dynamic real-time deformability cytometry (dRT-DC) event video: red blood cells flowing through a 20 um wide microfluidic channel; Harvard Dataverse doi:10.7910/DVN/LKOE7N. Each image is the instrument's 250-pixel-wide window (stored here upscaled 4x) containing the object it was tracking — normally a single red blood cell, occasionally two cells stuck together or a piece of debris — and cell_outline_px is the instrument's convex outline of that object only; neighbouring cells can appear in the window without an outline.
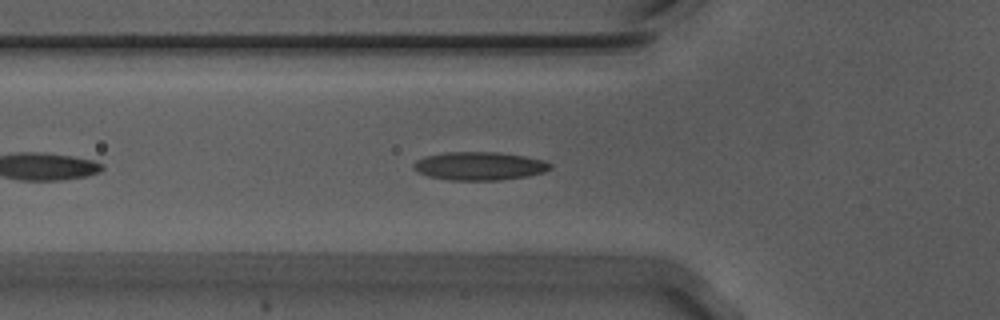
{"species": "Egyptian fruit bat (a non-hibernating species)", "species_latin": "Rousettus aegyptiacus", "temperature_condition": "warm", "stored_images_in_passage": 14, "camera_frame_rate_fps": 3000, "um_per_image_px": 0.085, "animal": {"sex": "male"}, "frame": {"image": 1, "passage_image": 7, "time_ms": 2.0, "image_size_px": [1000, 320], "cell_outline_px": [[552, 168], [544, 172], [528, 176], [500, 180], [448, 180], [428, 176], [412, 168], [412, 164], [416, 160], [424, 156], [444, 152], [496, 152], [524, 156], [544, 160], [552, 164]], "centroid_in_image_um": [40.74, 14.11], "position_along_channel_um": 85.1, "area_um2": 22.66}}
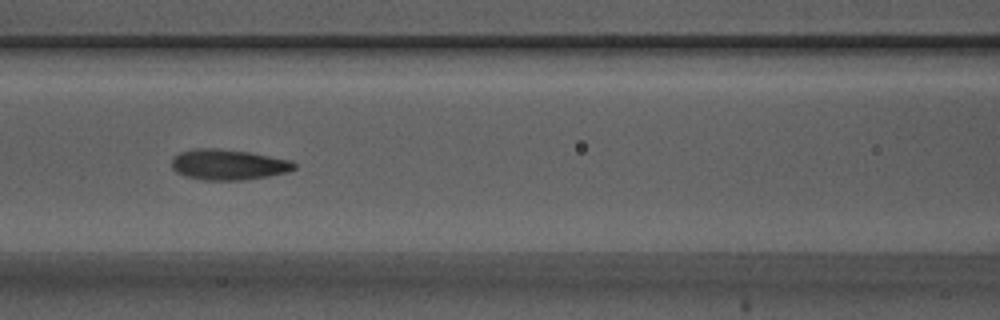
{"frame": {"image": 2, "passage_image": 12, "time_ms": 3.667, "image_size_px": [1000, 320], "cell_outline_px": [[296, 168], [288, 172], [268, 176], [240, 180], [204, 180], [184, 176], [176, 172], [172, 168], [172, 156], [180, 152], [196, 148], [216, 148], [252, 152], [292, 160], [296, 164]], "centroid_in_image_um": [19.41, 13.98], "position_along_channel_um": 147.2, "area_um2": 22.08}}